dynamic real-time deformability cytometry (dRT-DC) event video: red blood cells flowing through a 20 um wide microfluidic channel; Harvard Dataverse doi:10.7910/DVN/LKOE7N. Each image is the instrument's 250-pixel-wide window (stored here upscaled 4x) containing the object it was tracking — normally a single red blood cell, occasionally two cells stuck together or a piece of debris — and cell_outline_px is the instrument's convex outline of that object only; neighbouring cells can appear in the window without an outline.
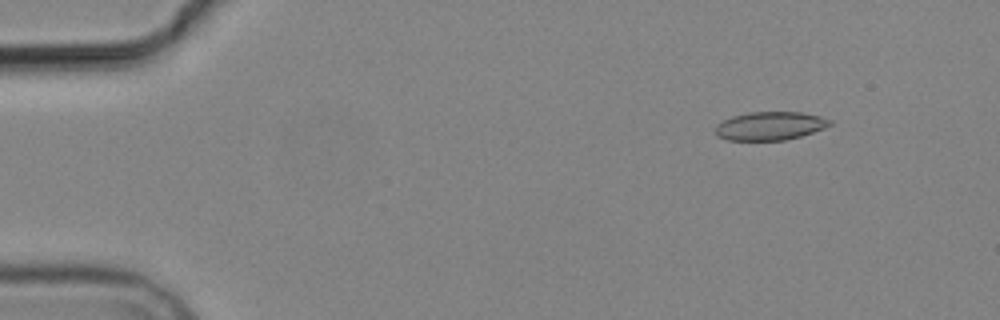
{"species": "common noctule bat (a hibernating species)", "species_latin": "Nyctalus noctula", "temperature_condition": "cold", "stored_images_in_passage": 5, "camera_frame_rate_fps": 3000, "um_per_image_px": 0.085, "animal": {"sex": "male", "body_mass_g": 19.2, "forearm_length_mm": 51.8}, "frame": {"image": 1, "passage_image": 2, "time_ms": 1.333, "image_size_px": [1000, 320], "cell_outline_px": [[832, 124], [824, 128], [800, 136], [784, 140], [728, 140], [716, 136], [716, 124], [732, 116], [748, 112], [804, 112], [820, 116], [832, 120]], "centroid_in_image_um": [65.45, 10.69], "position_along_channel_um": 19.5, "area_um2": 18.96}}